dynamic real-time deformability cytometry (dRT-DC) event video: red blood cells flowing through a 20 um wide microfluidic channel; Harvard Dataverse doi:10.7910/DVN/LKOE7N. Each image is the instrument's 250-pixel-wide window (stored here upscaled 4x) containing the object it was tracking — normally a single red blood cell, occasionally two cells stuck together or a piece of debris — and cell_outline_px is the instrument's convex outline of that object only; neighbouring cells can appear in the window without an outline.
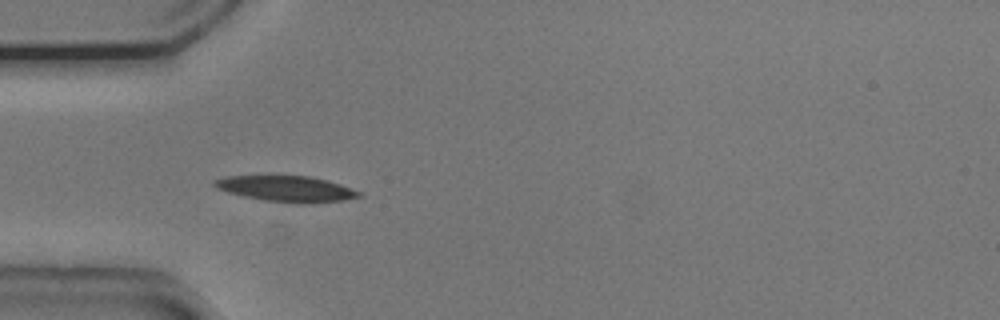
{"species": "common noctule bat (a hibernating species)", "species_latin": "Nyctalus noctula", "temperature_condition": "cold", "stored_images_in_passage": 38, "camera_frame_rate_fps": 3000, "um_per_image_px": 0.085, "animal": {"sex": "male", "body_mass_g": 20.5, "forearm_length_mm": 52.5}, "frame": {"image": 1, "passage_image": 1, "time_ms": 0.0, "image_size_px": [1000, 320], "cell_outline_px": [[360, 196], [340, 200], [304, 204], [296, 204], [264, 200], [244, 196], [228, 192], [216, 188], [212, 184], [212, 180], [224, 176], [268, 172], [312, 176], [328, 180], [340, 184], [360, 192]], "centroid_in_image_um": [24.21, 15.97], "position_along_channel_um": 60.8, "area_um2": 22.95}}
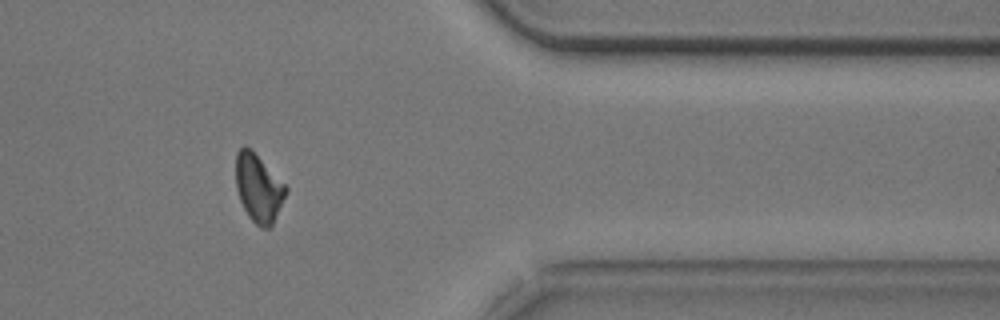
{"frame": {"image": 2, "passage_image": 29, "time_ms": 9.333, "image_size_px": [1000, 320], "cell_outline_px": [[288, 188], [272, 224], [268, 228], [260, 228], [248, 216], [240, 200], [236, 188], [236, 152], [244, 144], [252, 148]], "centroid_in_image_um": [21.94, 15.93], "position_along_channel_um": 389.5, "area_um2": 19.71}}
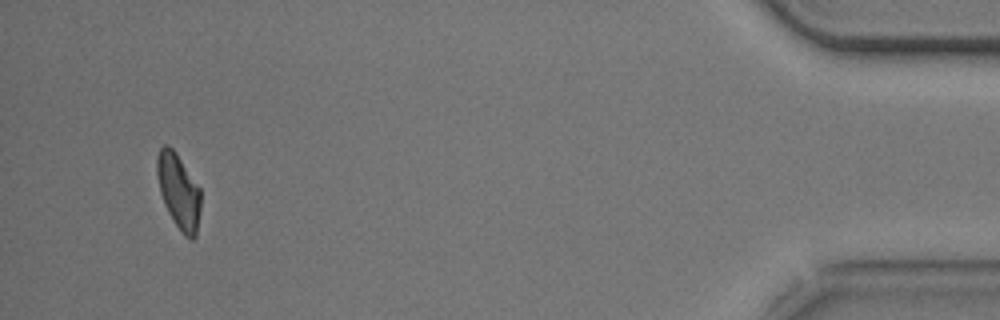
{"frame": {"image": 3, "passage_image": 36, "time_ms": 11.667, "image_size_px": [1000, 320], "cell_outline_px": [[200, 212], [196, 236], [192, 240], [184, 236], [180, 232], [168, 212], [164, 204], [160, 192], [156, 172], [156, 156], [160, 148], [164, 144], [168, 144], [176, 152], [200, 188]], "centroid_in_image_um": [15.17, 16.25], "position_along_channel_um": 420.0, "area_um2": 19.31}, "authors_computed_cell_mechanics": {"area_um2": 20.2589, "velocity_mm_per_s": 3.7403, "shape_relaxation_time_tau1_ms": 3.0589, "shape_relaxation_time_tau2_ms": 8.2491, "deformation_change_tau1": 0.1094, "deformation_change_tau2": 0.148}}